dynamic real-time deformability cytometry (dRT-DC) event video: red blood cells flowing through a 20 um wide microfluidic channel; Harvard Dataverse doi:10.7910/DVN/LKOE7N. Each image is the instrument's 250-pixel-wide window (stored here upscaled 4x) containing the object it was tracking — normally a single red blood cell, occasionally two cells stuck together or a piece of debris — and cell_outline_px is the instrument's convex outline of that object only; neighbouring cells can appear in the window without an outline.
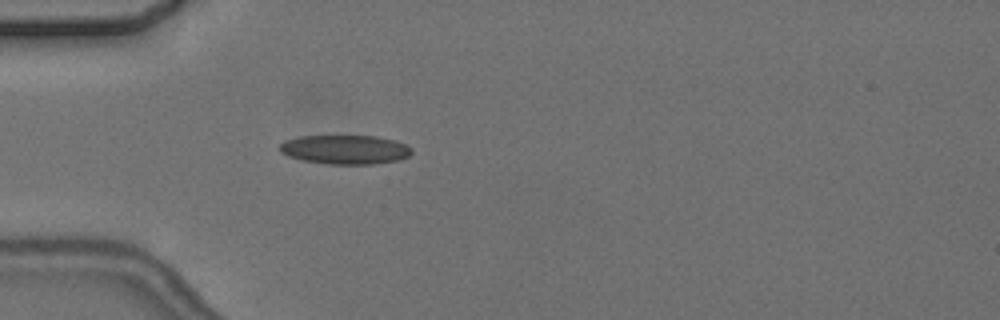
{"species": "common noctule bat (a hibernating species)", "species_latin": "Nyctalus noctula", "temperature_condition": "cold", "stored_images_in_passage": 4, "camera_frame_rate_fps": 3000, "um_per_image_px": 0.085, "animal": {"sex": "female", "body_mass_g": 24.6, "forearm_length_mm": 56.2}, "frame": {"image": 1, "passage_image": 4, "time_ms": 4.667, "image_size_px": [1000, 320], "cell_outline_px": [[412, 152], [408, 156], [400, 160], [372, 164], [328, 164], [304, 160], [288, 156], [280, 152], [280, 144], [284, 140], [300, 136], [376, 136], [396, 140], [412, 148]], "centroid_in_image_um": [29.35, 12.71], "position_along_channel_um": 55.7, "area_um2": 22.43}}